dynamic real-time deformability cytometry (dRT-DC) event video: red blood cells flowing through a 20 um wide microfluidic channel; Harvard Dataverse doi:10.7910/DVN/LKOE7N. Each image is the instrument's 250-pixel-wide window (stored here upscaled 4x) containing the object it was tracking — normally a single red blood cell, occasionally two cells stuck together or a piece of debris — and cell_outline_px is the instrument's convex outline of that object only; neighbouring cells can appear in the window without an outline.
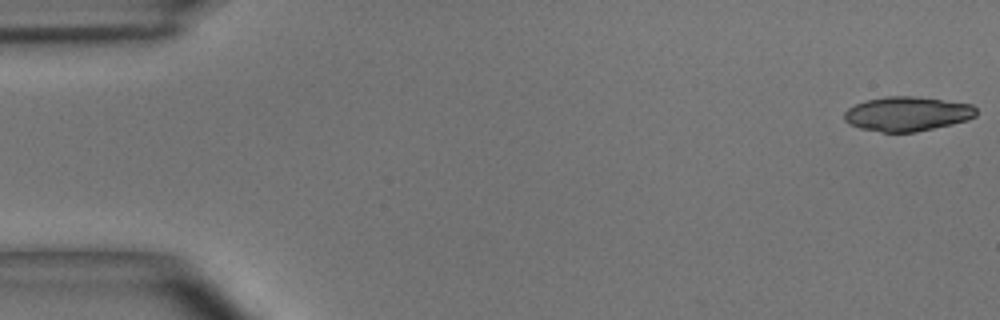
{"species": "common noctule bat (a hibernating species)", "species_latin": "Nyctalus noctula", "temperature_condition": "room temperature", "stored_images_in_passage": 47, "camera_frame_rate_fps": 3000, "um_per_image_px": 0.085, "animal": {"sex": "male", "body_mass_g": 15.6}, "frame": {"image": 1, "passage_image": 1, "time_ms": 0.0, "image_size_px": [1000, 320], "cell_outline_px": [[976, 116], [968, 120], [952, 124], [916, 132], [884, 132], [860, 128], [848, 124], [844, 120], [844, 112], [848, 108], [856, 104], [868, 100], [888, 96], [912, 96], [972, 104], [976, 108]], "centroid_in_image_um": [77.11, 9.68], "position_along_channel_um": 7.9, "area_um2": 26.36}}
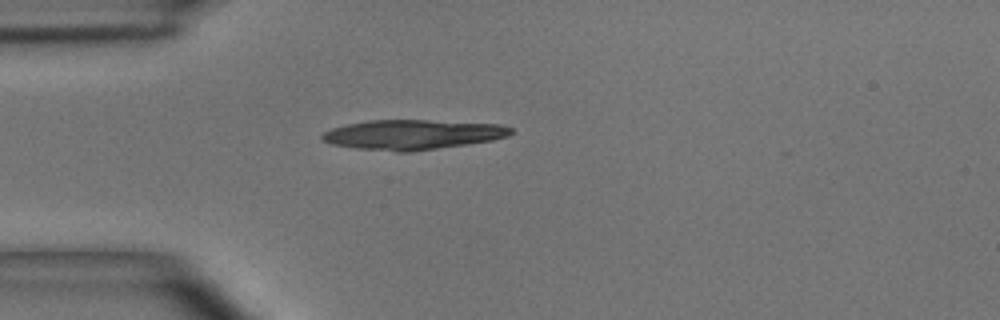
{"frame": {"image": 2, "passage_image": 13, "time_ms": 4.0, "image_size_px": [1000, 320], "cell_outline_px": [[512, 132], [508, 136], [492, 140], [412, 152], [396, 152], [356, 148], [332, 144], [324, 140], [320, 136], [324, 132], [332, 128], [348, 124], [368, 120], [428, 120], [500, 124], [512, 128]], "centroid_in_image_um": [35.06, 11.44], "position_along_channel_um": 49.9, "area_um2": 32.66}}
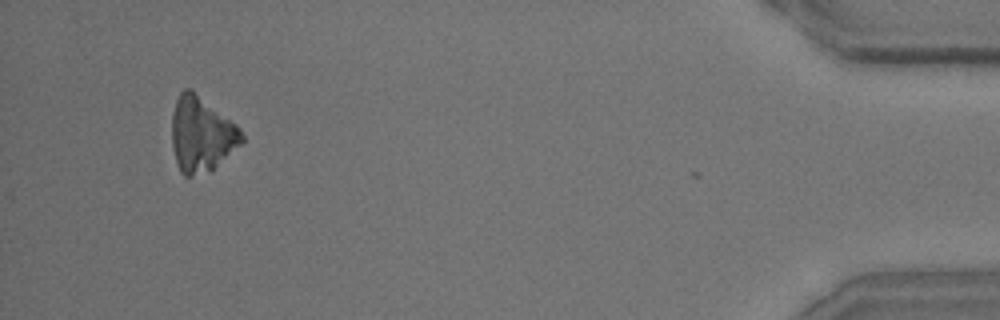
{"frame": {"image": 3, "passage_image": 46, "time_ms": 15.0, "image_size_px": [1000, 320], "cell_outline_px": [[244, 144], [212, 168], [188, 176], [184, 176], [180, 172], [176, 160], [172, 144], [172, 112], [176, 100], [180, 92], [184, 88], [192, 88], [236, 124], [240, 128], [244, 136]], "centroid_in_image_um": [17.13, 11.37], "position_along_channel_um": 418.1, "area_um2": 30.52}}